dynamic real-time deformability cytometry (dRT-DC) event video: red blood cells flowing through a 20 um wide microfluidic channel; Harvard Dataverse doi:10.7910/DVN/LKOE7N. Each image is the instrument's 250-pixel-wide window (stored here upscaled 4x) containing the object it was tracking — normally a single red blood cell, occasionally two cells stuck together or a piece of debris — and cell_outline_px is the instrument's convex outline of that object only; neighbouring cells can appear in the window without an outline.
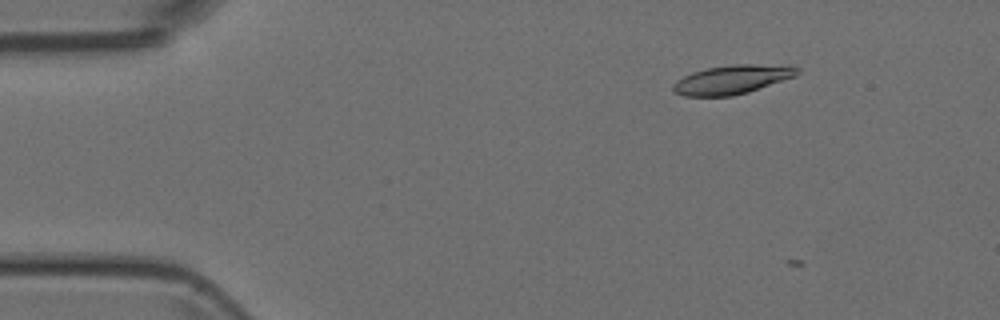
{"species": "Egyptian fruit bat (a non-hibernating species)", "species_latin": "Rousettus aegyptiacus", "temperature_condition": "room temperature", "stored_images_in_passage": 3, "camera_frame_rate_fps": 3000, "um_per_image_px": 0.085, "animal": {"sex": "female"}, "frame": {"image": 1, "passage_image": 2, "time_ms": 0.333, "image_size_px": [1000, 320], "cell_outline_px": [[800, 72], [796, 76], [748, 92], [732, 96], [684, 96], [676, 92], [672, 88], [672, 84], [676, 80], [692, 72], [708, 68], [732, 64], [792, 64], [800, 68]], "centroid_in_image_um": [62.3, 6.74], "position_along_channel_um": 22.7, "area_um2": 21.21}}